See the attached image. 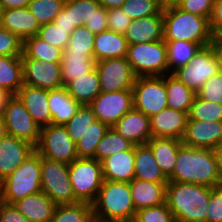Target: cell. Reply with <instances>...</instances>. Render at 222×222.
<instances>
[{
    "label": "cell",
    "mask_w": 222,
    "mask_h": 222,
    "mask_svg": "<svg viewBox=\"0 0 222 222\" xmlns=\"http://www.w3.org/2000/svg\"><path fill=\"white\" fill-rule=\"evenodd\" d=\"M168 181L211 188L222 185L215 150L182 144L177 154L175 168Z\"/></svg>",
    "instance_id": "1"
},
{
    "label": "cell",
    "mask_w": 222,
    "mask_h": 222,
    "mask_svg": "<svg viewBox=\"0 0 222 222\" xmlns=\"http://www.w3.org/2000/svg\"><path fill=\"white\" fill-rule=\"evenodd\" d=\"M211 187L168 181L166 203L176 222H207Z\"/></svg>",
    "instance_id": "2"
},
{
    "label": "cell",
    "mask_w": 222,
    "mask_h": 222,
    "mask_svg": "<svg viewBox=\"0 0 222 222\" xmlns=\"http://www.w3.org/2000/svg\"><path fill=\"white\" fill-rule=\"evenodd\" d=\"M95 222H133L136 209L130 183L104 180L91 204Z\"/></svg>",
    "instance_id": "3"
},
{
    "label": "cell",
    "mask_w": 222,
    "mask_h": 222,
    "mask_svg": "<svg viewBox=\"0 0 222 222\" xmlns=\"http://www.w3.org/2000/svg\"><path fill=\"white\" fill-rule=\"evenodd\" d=\"M163 40L190 41L202 47L210 45L211 30L209 20L179 9L177 6L162 9Z\"/></svg>",
    "instance_id": "4"
},
{
    "label": "cell",
    "mask_w": 222,
    "mask_h": 222,
    "mask_svg": "<svg viewBox=\"0 0 222 222\" xmlns=\"http://www.w3.org/2000/svg\"><path fill=\"white\" fill-rule=\"evenodd\" d=\"M38 192H41V155L35 151L0 182V194L4 202L13 204Z\"/></svg>",
    "instance_id": "5"
},
{
    "label": "cell",
    "mask_w": 222,
    "mask_h": 222,
    "mask_svg": "<svg viewBox=\"0 0 222 222\" xmlns=\"http://www.w3.org/2000/svg\"><path fill=\"white\" fill-rule=\"evenodd\" d=\"M126 58L136 77L168 74L166 43L163 39L128 45Z\"/></svg>",
    "instance_id": "6"
},
{
    "label": "cell",
    "mask_w": 222,
    "mask_h": 222,
    "mask_svg": "<svg viewBox=\"0 0 222 222\" xmlns=\"http://www.w3.org/2000/svg\"><path fill=\"white\" fill-rule=\"evenodd\" d=\"M68 169L76 199L92 204L104 181L101 162L95 158H77L68 164Z\"/></svg>",
    "instance_id": "7"
},
{
    "label": "cell",
    "mask_w": 222,
    "mask_h": 222,
    "mask_svg": "<svg viewBox=\"0 0 222 222\" xmlns=\"http://www.w3.org/2000/svg\"><path fill=\"white\" fill-rule=\"evenodd\" d=\"M41 191L56 205L75 204L68 164L41 156Z\"/></svg>",
    "instance_id": "8"
},
{
    "label": "cell",
    "mask_w": 222,
    "mask_h": 222,
    "mask_svg": "<svg viewBox=\"0 0 222 222\" xmlns=\"http://www.w3.org/2000/svg\"><path fill=\"white\" fill-rule=\"evenodd\" d=\"M220 72L218 58L211 45L201 47L193 59L171 74L197 93L203 84Z\"/></svg>",
    "instance_id": "9"
},
{
    "label": "cell",
    "mask_w": 222,
    "mask_h": 222,
    "mask_svg": "<svg viewBox=\"0 0 222 222\" xmlns=\"http://www.w3.org/2000/svg\"><path fill=\"white\" fill-rule=\"evenodd\" d=\"M132 92L133 108L149 118L167 108L165 75L136 77Z\"/></svg>",
    "instance_id": "10"
},
{
    "label": "cell",
    "mask_w": 222,
    "mask_h": 222,
    "mask_svg": "<svg viewBox=\"0 0 222 222\" xmlns=\"http://www.w3.org/2000/svg\"><path fill=\"white\" fill-rule=\"evenodd\" d=\"M35 150L43 157L66 164L78 158L76 145L62 125L50 124L42 127Z\"/></svg>",
    "instance_id": "11"
},
{
    "label": "cell",
    "mask_w": 222,
    "mask_h": 222,
    "mask_svg": "<svg viewBox=\"0 0 222 222\" xmlns=\"http://www.w3.org/2000/svg\"><path fill=\"white\" fill-rule=\"evenodd\" d=\"M3 120L8 135L25 140L35 147L38 145L41 128L33 120L17 95L9 100L4 111Z\"/></svg>",
    "instance_id": "12"
},
{
    "label": "cell",
    "mask_w": 222,
    "mask_h": 222,
    "mask_svg": "<svg viewBox=\"0 0 222 222\" xmlns=\"http://www.w3.org/2000/svg\"><path fill=\"white\" fill-rule=\"evenodd\" d=\"M95 68L99 75L101 92L132 90L136 75L126 57L97 61Z\"/></svg>",
    "instance_id": "13"
},
{
    "label": "cell",
    "mask_w": 222,
    "mask_h": 222,
    "mask_svg": "<svg viewBox=\"0 0 222 222\" xmlns=\"http://www.w3.org/2000/svg\"><path fill=\"white\" fill-rule=\"evenodd\" d=\"M89 106L93 109L96 120L111 128L133 108V92L132 90L100 92Z\"/></svg>",
    "instance_id": "14"
},
{
    "label": "cell",
    "mask_w": 222,
    "mask_h": 222,
    "mask_svg": "<svg viewBox=\"0 0 222 222\" xmlns=\"http://www.w3.org/2000/svg\"><path fill=\"white\" fill-rule=\"evenodd\" d=\"M23 63V83L46 90L63 87L61 64L21 58Z\"/></svg>",
    "instance_id": "15"
},
{
    "label": "cell",
    "mask_w": 222,
    "mask_h": 222,
    "mask_svg": "<svg viewBox=\"0 0 222 222\" xmlns=\"http://www.w3.org/2000/svg\"><path fill=\"white\" fill-rule=\"evenodd\" d=\"M184 145L215 150L222 145V121L187 120Z\"/></svg>",
    "instance_id": "16"
},
{
    "label": "cell",
    "mask_w": 222,
    "mask_h": 222,
    "mask_svg": "<svg viewBox=\"0 0 222 222\" xmlns=\"http://www.w3.org/2000/svg\"><path fill=\"white\" fill-rule=\"evenodd\" d=\"M35 146L25 140L6 135L0 139V182L14 172L32 153Z\"/></svg>",
    "instance_id": "17"
},
{
    "label": "cell",
    "mask_w": 222,
    "mask_h": 222,
    "mask_svg": "<svg viewBox=\"0 0 222 222\" xmlns=\"http://www.w3.org/2000/svg\"><path fill=\"white\" fill-rule=\"evenodd\" d=\"M112 128L134 146L146 144L152 137L150 118L135 108L124 114Z\"/></svg>",
    "instance_id": "18"
},
{
    "label": "cell",
    "mask_w": 222,
    "mask_h": 222,
    "mask_svg": "<svg viewBox=\"0 0 222 222\" xmlns=\"http://www.w3.org/2000/svg\"><path fill=\"white\" fill-rule=\"evenodd\" d=\"M187 120V113L167 107L150 117L152 137L182 140Z\"/></svg>",
    "instance_id": "19"
},
{
    "label": "cell",
    "mask_w": 222,
    "mask_h": 222,
    "mask_svg": "<svg viewBox=\"0 0 222 222\" xmlns=\"http://www.w3.org/2000/svg\"><path fill=\"white\" fill-rule=\"evenodd\" d=\"M135 146L101 161L103 179L129 183L135 178Z\"/></svg>",
    "instance_id": "20"
},
{
    "label": "cell",
    "mask_w": 222,
    "mask_h": 222,
    "mask_svg": "<svg viewBox=\"0 0 222 222\" xmlns=\"http://www.w3.org/2000/svg\"><path fill=\"white\" fill-rule=\"evenodd\" d=\"M16 95L24 103L28 113L40 128L51 124L48 90L23 84Z\"/></svg>",
    "instance_id": "21"
},
{
    "label": "cell",
    "mask_w": 222,
    "mask_h": 222,
    "mask_svg": "<svg viewBox=\"0 0 222 222\" xmlns=\"http://www.w3.org/2000/svg\"><path fill=\"white\" fill-rule=\"evenodd\" d=\"M163 15H151L132 20L124 37L128 45L156 42L163 39Z\"/></svg>",
    "instance_id": "22"
},
{
    "label": "cell",
    "mask_w": 222,
    "mask_h": 222,
    "mask_svg": "<svg viewBox=\"0 0 222 222\" xmlns=\"http://www.w3.org/2000/svg\"><path fill=\"white\" fill-rule=\"evenodd\" d=\"M30 222H51L56 204L44 192L28 195L13 203Z\"/></svg>",
    "instance_id": "23"
},
{
    "label": "cell",
    "mask_w": 222,
    "mask_h": 222,
    "mask_svg": "<svg viewBox=\"0 0 222 222\" xmlns=\"http://www.w3.org/2000/svg\"><path fill=\"white\" fill-rule=\"evenodd\" d=\"M129 183L136 211L166 202V186L168 182L154 183L134 178Z\"/></svg>",
    "instance_id": "24"
},
{
    "label": "cell",
    "mask_w": 222,
    "mask_h": 222,
    "mask_svg": "<svg viewBox=\"0 0 222 222\" xmlns=\"http://www.w3.org/2000/svg\"><path fill=\"white\" fill-rule=\"evenodd\" d=\"M40 27L28 7L3 10V29L17 35L22 41L36 36Z\"/></svg>",
    "instance_id": "25"
},
{
    "label": "cell",
    "mask_w": 222,
    "mask_h": 222,
    "mask_svg": "<svg viewBox=\"0 0 222 222\" xmlns=\"http://www.w3.org/2000/svg\"><path fill=\"white\" fill-rule=\"evenodd\" d=\"M48 105L52 125L64 126L76 113L80 104L68 93L65 86L48 90Z\"/></svg>",
    "instance_id": "26"
},
{
    "label": "cell",
    "mask_w": 222,
    "mask_h": 222,
    "mask_svg": "<svg viewBox=\"0 0 222 222\" xmlns=\"http://www.w3.org/2000/svg\"><path fill=\"white\" fill-rule=\"evenodd\" d=\"M128 43L123 34L106 30L94 36V59L122 58L127 56Z\"/></svg>",
    "instance_id": "27"
},
{
    "label": "cell",
    "mask_w": 222,
    "mask_h": 222,
    "mask_svg": "<svg viewBox=\"0 0 222 222\" xmlns=\"http://www.w3.org/2000/svg\"><path fill=\"white\" fill-rule=\"evenodd\" d=\"M152 150L161 171L168 178L175 168L181 140L165 137H151L146 143Z\"/></svg>",
    "instance_id": "28"
},
{
    "label": "cell",
    "mask_w": 222,
    "mask_h": 222,
    "mask_svg": "<svg viewBox=\"0 0 222 222\" xmlns=\"http://www.w3.org/2000/svg\"><path fill=\"white\" fill-rule=\"evenodd\" d=\"M60 64L63 86H66L76 77L92 71L95 68L96 61L87 53L72 52L67 47L62 51Z\"/></svg>",
    "instance_id": "29"
},
{
    "label": "cell",
    "mask_w": 222,
    "mask_h": 222,
    "mask_svg": "<svg viewBox=\"0 0 222 222\" xmlns=\"http://www.w3.org/2000/svg\"><path fill=\"white\" fill-rule=\"evenodd\" d=\"M135 179L150 182H168V178L161 171L151 148L147 144L135 146Z\"/></svg>",
    "instance_id": "30"
},
{
    "label": "cell",
    "mask_w": 222,
    "mask_h": 222,
    "mask_svg": "<svg viewBox=\"0 0 222 222\" xmlns=\"http://www.w3.org/2000/svg\"><path fill=\"white\" fill-rule=\"evenodd\" d=\"M65 87L80 105H89L101 92L100 79L96 68L85 75L76 77Z\"/></svg>",
    "instance_id": "31"
},
{
    "label": "cell",
    "mask_w": 222,
    "mask_h": 222,
    "mask_svg": "<svg viewBox=\"0 0 222 222\" xmlns=\"http://www.w3.org/2000/svg\"><path fill=\"white\" fill-rule=\"evenodd\" d=\"M165 87L167 107L188 114L196 93L171 73L165 75Z\"/></svg>",
    "instance_id": "32"
},
{
    "label": "cell",
    "mask_w": 222,
    "mask_h": 222,
    "mask_svg": "<svg viewBox=\"0 0 222 222\" xmlns=\"http://www.w3.org/2000/svg\"><path fill=\"white\" fill-rule=\"evenodd\" d=\"M23 84V63L21 57H0V88L14 96Z\"/></svg>",
    "instance_id": "33"
},
{
    "label": "cell",
    "mask_w": 222,
    "mask_h": 222,
    "mask_svg": "<svg viewBox=\"0 0 222 222\" xmlns=\"http://www.w3.org/2000/svg\"><path fill=\"white\" fill-rule=\"evenodd\" d=\"M168 62V74L187 65L201 49L199 43L190 41H165Z\"/></svg>",
    "instance_id": "34"
},
{
    "label": "cell",
    "mask_w": 222,
    "mask_h": 222,
    "mask_svg": "<svg viewBox=\"0 0 222 222\" xmlns=\"http://www.w3.org/2000/svg\"><path fill=\"white\" fill-rule=\"evenodd\" d=\"M21 58H33L39 61L60 63L62 50L49 45L36 35L28 37L23 41V54Z\"/></svg>",
    "instance_id": "35"
},
{
    "label": "cell",
    "mask_w": 222,
    "mask_h": 222,
    "mask_svg": "<svg viewBox=\"0 0 222 222\" xmlns=\"http://www.w3.org/2000/svg\"><path fill=\"white\" fill-rule=\"evenodd\" d=\"M109 126L95 120L83 137L75 144L78 158H95L98 143L109 130Z\"/></svg>",
    "instance_id": "36"
},
{
    "label": "cell",
    "mask_w": 222,
    "mask_h": 222,
    "mask_svg": "<svg viewBox=\"0 0 222 222\" xmlns=\"http://www.w3.org/2000/svg\"><path fill=\"white\" fill-rule=\"evenodd\" d=\"M51 222H95L92 205L85 202L56 205Z\"/></svg>",
    "instance_id": "37"
},
{
    "label": "cell",
    "mask_w": 222,
    "mask_h": 222,
    "mask_svg": "<svg viewBox=\"0 0 222 222\" xmlns=\"http://www.w3.org/2000/svg\"><path fill=\"white\" fill-rule=\"evenodd\" d=\"M134 145L117 133L112 127L106 132L98 143L95 159L101 162L115 153L130 150Z\"/></svg>",
    "instance_id": "38"
},
{
    "label": "cell",
    "mask_w": 222,
    "mask_h": 222,
    "mask_svg": "<svg viewBox=\"0 0 222 222\" xmlns=\"http://www.w3.org/2000/svg\"><path fill=\"white\" fill-rule=\"evenodd\" d=\"M95 120L93 109L89 105H80L75 115L64 126L76 144Z\"/></svg>",
    "instance_id": "39"
},
{
    "label": "cell",
    "mask_w": 222,
    "mask_h": 222,
    "mask_svg": "<svg viewBox=\"0 0 222 222\" xmlns=\"http://www.w3.org/2000/svg\"><path fill=\"white\" fill-rule=\"evenodd\" d=\"M188 120L222 121V104L206 101L196 94L188 113Z\"/></svg>",
    "instance_id": "40"
},
{
    "label": "cell",
    "mask_w": 222,
    "mask_h": 222,
    "mask_svg": "<svg viewBox=\"0 0 222 222\" xmlns=\"http://www.w3.org/2000/svg\"><path fill=\"white\" fill-rule=\"evenodd\" d=\"M66 0H31L28 8L41 25L54 22Z\"/></svg>",
    "instance_id": "41"
},
{
    "label": "cell",
    "mask_w": 222,
    "mask_h": 222,
    "mask_svg": "<svg viewBox=\"0 0 222 222\" xmlns=\"http://www.w3.org/2000/svg\"><path fill=\"white\" fill-rule=\"evenodd\" d=\"M121 9L132 19L163 15L159 0H126Z\"/></svg>",
    "instance_id": "42"
},
{
    "label": "cell",
    "mask_w": 222,
    "mask_h": 222,
    "mask_svg": "<svg viewBox=\"0 0 222 222\" xmlns=\"http://www.w3.org/2000/svg\"><path fill=\"white\" fill-rule=\"evenodd\" d=\"M100 7L101 4L97 0H66L63 8L72 10L74 25L81 27Z\"/></svg>",
    "instance_id": "43"
},
{
    "label": "cell",
    "mask_w": 222,
    "mask_h": 222,
    "mask_svg": "<svg viewBox=\"0 0 222 222\" xmlns=\"http://www.w3.org/2000/svg\"><path fill=\"white\" fill-rule=\"evenodd\" d=\"M94 36L87 27L81 26L69 36L68 48L72 52L87 53L91 58H94Z\"/></svg>",
    "instance_id": "44"
},
{
    "label": "cell",
    "mask_w": 222,
    "mask_h": 222,
    "mask_svg": "<svg viewBox=\"0 0 222 222\" xmlns=\"http://www.w3.org/2000/svg\"><path fill=\"white\" fill-rule=\"evenodd\" d=\"M37 36L51 46L60 48L62 51L67 48L69 34L66 29L57 26L54 22L41 25Z\"/></svg>",
    "instance_id": "45"
},
{
    "label": "cell",
    "mask_w": 222,
    "mask_h": 222,
    "mask_svg": "<svg viewBox=\"0 0 222 222\" xmlns=\"http://www.w3.org/2000/svg\"><path fill=\"white\" fill-rule=\"evenodd\" d=\"M133 222H176L167 203L136 211Z\"/></svg>",
    "instance_id": "46"
},
{
    "label": "cell",
    "mask_w": 222,
    "mask_h": 222,
    "mask_svg": "<svg viewBox=\"0 0 222 222\" xmlns=\"http://www.w3.org/2000/svg\"><path fill=\"white\" fill-rule=\"evenodd\" d=\"M23 54V41L12 32L0 29V57H21Z\"/></svg>",
    "instance_id": "47"
},
{
    "label": "cell",
    "mask_w": 222,
    "mask_h": 222,
    "mask_svg": "<svg viewBox=\"0 0 222 222\" xmlns=\"http://www.w3.org/2000/svg\"><path fill=\"white\" fill-rule=\"evenodd\" d=\"M196 94L206 101L222 104V72L209 78Z\"/></svg>",
    "instance_id": "48"
},
{
    "label": "cell",
    "mask_w": 222,
    "mask_h": 222,
    "mask_svg": "<svg viewBox=\"0 0 222 222\" xmlns=\"http://www.w3.org/2000/svg\"><path fill=\"white\" fill-rule=\"evenodd\" d=\"M215 0H181L177 7L185 12L210 20Z\"/></svg>",
    "instance_id": "49"
},
{
    "label": "cell",
    "mask_w": 222,
    "mask_h": 222,
    "mask_svg": "<svg viewBox=\"0 0 222 222\" xmlns=\"http://www.w3.org/2000/svg\"><path fill=\"white\" fill-rule=\"evenodd\" d=\"M107 16L108 30L118 34L124 35L132 22V19L121 9V7L108 9Z\"/></svg>",
    "instance_id": "50"
},
{
    "label": "cell",
    "mask_w": 222,
    "mask_h": 222,
    "mask_svg": "<svg viewBox=\"0 0 222 222\" xmlns=\"http://www.w3.org/2000/svg\"><path fill=\"white\" fill-rule=\"evenodd\" d=\"M207 222H222V185L211 189L207 206Z\"/></svg>",
    "instance_id": "51"
},
{
    "label": "cell",
    "mask_w": 222,
    "mask_h": 222,
    "mask_svg": "<svg viewBox=\"0 0 222 222\" xmlns=\"http://www.w3.org/2000/svg\"><path fill=\"white\" fill-rule=\"evenodd\" d=\"M84 26L94 34L108 30L107 9L101 6L96 13L88 19Z\"/></svg>",
    "instance_id": "52"
},
{
    "label": "cell",
    "mask_w": 222,
    "mask_h": 222,
    "mask_svg": "<svg viewBox=\"0 0 222 222\" xmlns=\"http://www.w3.org/2000/svg\"><path fill=\"white\" fill-rule=\"evenodd\" d=\"M0 222H30L14 206L3 202L0 207Z\"/></svg>",
    "instance_id": "53"
},
{
    "label": "cell",
    "mask_w": 222,
    "mask_h": 222,
    "mask_svg": "<svg viewBox=\"0 0 222 222\" xmlns=\"http://www.w3.org/2000/svg\"><path fill=\"white\" fill-rule=\"evenodd\" d=\"M54 23L57 26L66 29L69 35L76 29V26L74 25V16L72 10H65L63 8L55 17Z\"/></svg>",
    "instance_id": "54"
},
{
    "label": "cell",
    "mask_w": 222,
    "mask_h": 222,
    "mask_svg": "<svg viewBox=\"0 0 222 222\" xmlns=\"http://www.w3.org/2000/svg\"><path fill=\"white\" fill-rule=\"evenodd\" d=\"M222 26V0H215L213 6V13L209 20V27Z\"/></svg>",
    "instance_id": "55"
},
{
    "label": "cell",
    "mask_w": 222,
    "mask_h": 222,
    "mask_svg": "<svg viewBox=\"0 0 222 222\" xmlns=\"http://www.w3.org/2000/svg\"><path fill=\"white\" fill-rule=\"evenodd\" d=\"M30 1L31 0H0V7L3 10L26 8Z\"/></svg>",
    "instance_id": "56"
},
{
    "label": "cell",
    "mask_w": 222,
    "mask_h": 222,
    "mask_svg": "<svg viewBox=\"0 0 222 222\" xmlns=\"http://www.w3.org/2000/svg\"><path fill=\"white\" fill-rule=\"evenodd\" d=\"M211 30V43L210 45L214 50H222V26L210 27Z\"/></svg>",
    "instance_id": "57"
},
{
    "label": "cell",
    "mask_w": 222,
    "mask_h": 222,
    "mask_svg": "<svg viewBox=\"0 0 222 222\" xmlns=\"http://www.w3.org/2000/svg\"><path fill=\"white\" fill-rule=\"evenodd\" d=\"M13 95L0 88V117H3L6 106Z\"/></svg>",
    "instance_id": "58"
},
{
    "label": "cell",
    "mask_w": 222,
    "mask_h": 222,
    "mask_svg": "<svg viewBox=\"0 0 222 222\" xmlns=\"http://www.w3.org/2000/svg\"><path fill=\"white\" fill-rule=\"evenodd\" d=\"M104 8L112 9L121 7L126 0H97Z\"/></svg>",
    "instance_id": "59"
},
{
    "label": "cell",
    "mask_w": 222,
    "mask_h": 222,
    "mask_svg": "<svg viewBox=\"0 0 222 222\" xmlns=\"http://www.w3.org/2000/svg\"><path fill=\"white\" fill-rule=\"evenodd\" d=\"M215 153L218 159V170L222 181V145L215 149Z\"/></svg>",
    "instance_id": "60"
},
{
    "label": "cell",
    "mask_w": 222,
    "mask_h": 222,
    "mask_svg": "<svg viewBox=\"0 0 222 222\" xmlns=\"http://www.w3.org/2000/svg\"><path fill=\"white\" fill-rule=\"evenodd\" d=\"M181 0H159L162 8L177 6Z\"/></svg>",
    "instance_id": "61"
},
{
    "label": "cell",
    "mask_w": 222,
    "mask_h": 222,
    "mask_svg": "<svg viewBox=\"0 0 222 222\" xmlns=\"http://www.w3.org/2000/svg\"><path fill=\"white\" fill-rule=\"evenodd\" d=\"M7 133V129L3 120V117H0V139L4 136H6Z\"/></svg>",
    "instance_id": "62"
},
{
    "label": "cell",
    "mask_w": 222,
    "mask_h": 222,
    "mask_svg": "<svg viewBox=\"0 0 222 222\" xmlns=\"http://www.w3.org/2000/svg\"><path fill=\"white\" fill-rule=\"evenodd\" d=\"M215 54L218 58V62H219V69L222 72V50H214Z\"/></svg>",
    "instance_id": "63"
},
{
    "label": "cell",
    "mask_w": 222,
    "mask_h": 222,
    "mask_svg": "<svg viewBox=\"0 0 222 222\" xmlns=\"http://www.w3.org/2000/svg\"><path fill=\"white\" fill-rule=\"evenodd\" d=\"M3 28V9L0 7V29Z\"/></svg>",
    "instance_id": "64"
},
{
    "label": "cell",
    "mask_w": 222,
    "mask_h": 222,
    "mask_svg": "<svg viewBox=\"0 0 222 222\" xmlns=\"http://www.w3.org/2000/svg\"><path fill=\"white\" fill-rule=\"evenodd\" d=\"M3 202H4V201H3V198L1 197V194H0V207H1V205H2Z\"/></svg>",
    "instance_id": "65"
}]
</instances>
